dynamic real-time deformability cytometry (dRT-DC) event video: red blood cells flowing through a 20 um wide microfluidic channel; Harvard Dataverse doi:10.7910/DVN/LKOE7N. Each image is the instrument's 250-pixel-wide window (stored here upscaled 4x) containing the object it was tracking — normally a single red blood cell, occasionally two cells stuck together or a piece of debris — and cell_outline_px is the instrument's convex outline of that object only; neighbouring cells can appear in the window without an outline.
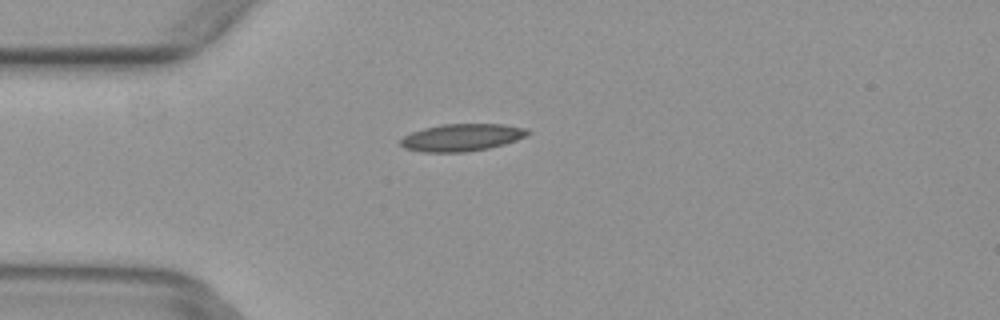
{"species": "common noctule bat (a hibernating species)", "species_latin": "Nyctalus noctula", "temperature_condition": "warm", "stored_images_in_passage": 4, "camera_frame_rate_fps": 3000, "um_per_image_px": 0.085, "animal": {"sex": "female", "body_mass_g": 29.2, "forearm_length_mm": 56.3}, "frame": {"image": 1, "passage_image": 4, "time_ms": 1.0, "image_size_px": [1000, 320], "cell_outline_px": [[532, 132], [516, 140], [504, 144], [488, 148], [464, 152], [420, 152], [404, 148], [400, 144], [400, 140], [404, 136], [412, 132], [424, 128], [440, 124], [500, 124], [524, 128]], "centroid_in_image_um": [39.21, 11.69], "position_along_channel_um": 45.8, "area_um2": 20.11}}